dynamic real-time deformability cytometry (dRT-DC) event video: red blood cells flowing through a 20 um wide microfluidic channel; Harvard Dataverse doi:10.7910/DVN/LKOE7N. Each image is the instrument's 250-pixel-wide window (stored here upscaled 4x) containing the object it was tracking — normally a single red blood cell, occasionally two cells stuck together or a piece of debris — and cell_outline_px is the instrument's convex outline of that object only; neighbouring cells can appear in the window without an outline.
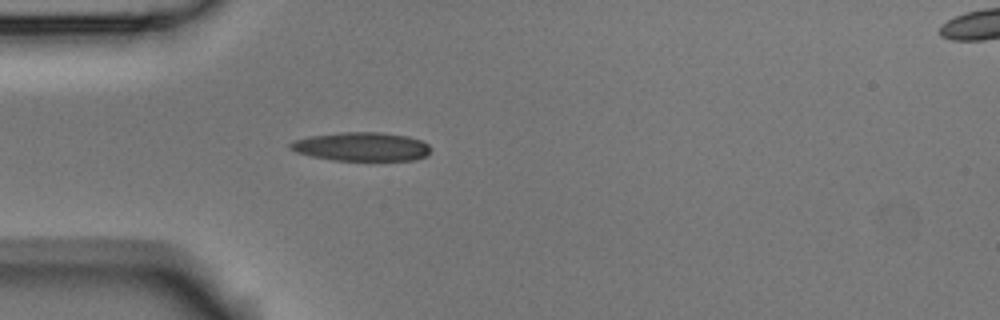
{"species": "Egyptian fruit bat (a non-hibernating species)", "species_latin": "Rousettus aegyptiacus", "temperature_condition": "room temperature", "stored_images_in_passage": 5, "camera_frame_rate_fps": 3000, "um_per_image_px": 0.085, "animal": {"sex": "male"}, "frame": {"image": 1, "passage_image": 5, "time_ms": 1.333, "image_size_px": [1000, 320], "cell_outline_px": [[432, 148], [424, 156], [412, 160], [336, 160], [312, 156], [296, 152], [288, 148], [288, 144], [296, 140], [308, 136], [340, 132], [380, 132], [408, 136], [420, 140], [428, 144]], "centroid_in_image_um": [30.71, 12.45], "position_along_channel_um": 54.3, "area_um2": 23.41}}